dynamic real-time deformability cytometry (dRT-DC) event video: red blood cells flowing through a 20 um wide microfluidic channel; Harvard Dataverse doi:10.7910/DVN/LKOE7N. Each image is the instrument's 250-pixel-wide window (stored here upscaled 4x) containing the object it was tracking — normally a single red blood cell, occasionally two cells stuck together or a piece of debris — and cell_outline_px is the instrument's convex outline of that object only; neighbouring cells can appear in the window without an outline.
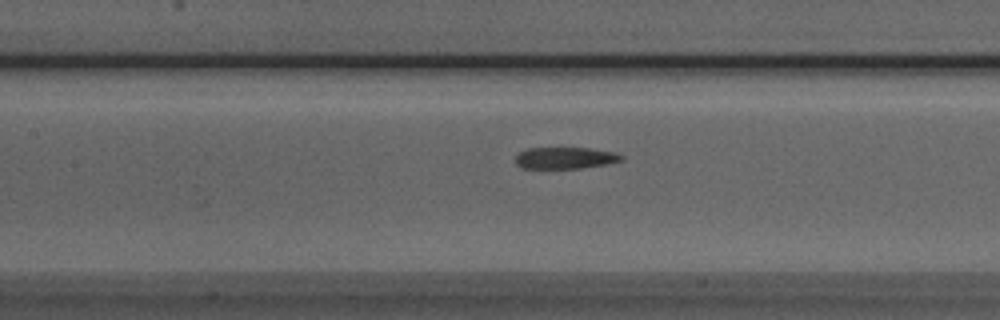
{"species": "Egyptian fruit bat (a non-hibernating species)", "species_latin": "Rousettus aegyptiacus", "temperature_condition": "room temperature", "stored_images_in_passage": 35, "camera_frame_rate_fps": 3000, "um_per_image_px": 0.085, "animal": {"sex": "male"}, "frame": {"image": 1, "passage_image": 13, "time_ms": 4.0, "image_size_px": [1000, 320], "cell_outline_px": [[624, 160], [604, 164], [580, 168], [524, 168], [516, 164], [516, 156], [520, 152], [528, 148], [588, 148], [616, 152], [624, 156]], "centroid_in_image_um": [48.06, 13.42], "position_along_channel_um": 159.3, "area_um2": 13.24}}
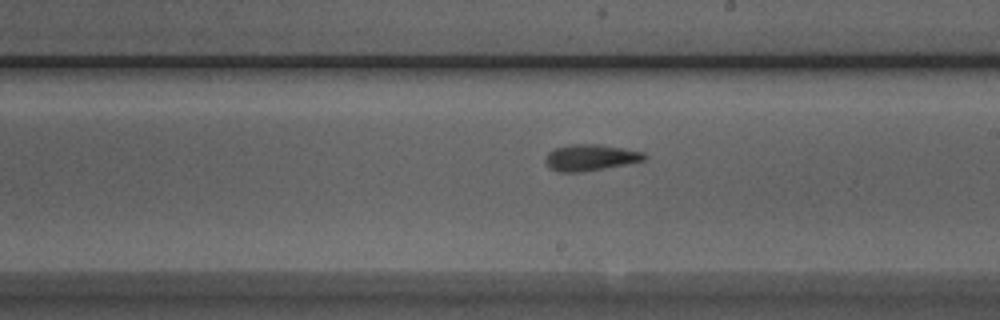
{"frame": {"image": 2, "passage_image": 19, "time_ms": 6.0, "image_size_px": [1000, 320], "cell_outline_px": [[648, 156], [644, 160], [604, 168], [580, 172], [560, 172], [552, 168], [544, 160], [548, 152], [552, 148], [568, 144], [600, 144], [644, 152]], "centroid_in_image_um": [50.16, 13.37], "position_along_channel_um": 238.8, "area_um2": 15.09}}
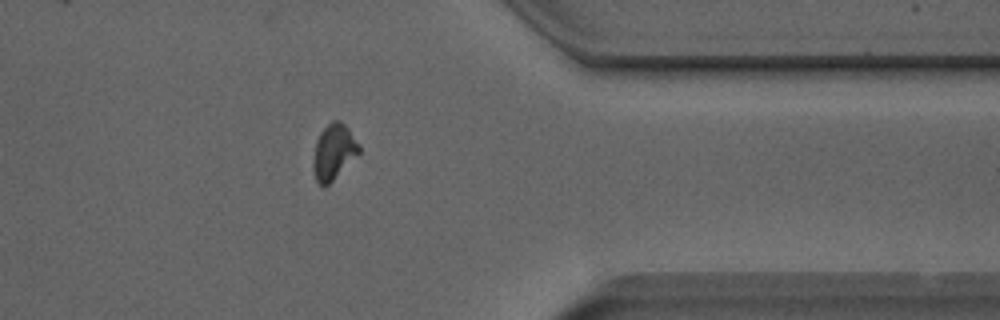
{"frame": {"image": 3, "passage_image": 31, "time_ms": 10.0, "image_size_px": [1000, 320], "cell_outline_px": [[360, 152], [324, 188], [316, 180], [312, 168], [312, 164], [316, 140], [320, 132], [332, 120], [340, 120], [348, 128], [360, 144]], "centroid_in_image_um": [28.35, 12.89], "position_along_channel_um": 383.1, "area_um2": 14.74}, "authors_computed_cell_mechanics": {"area_um2": 14.739, "velocity_mm_per_s": 3.9859, "shape_relaxation_time_tau1_ms": 7.9682, "shape_relaxation_time_tau2_ms": 5.7415, "deformation_change_tau1": 0.2119, "deformation_change_tau2": 0.1508}}